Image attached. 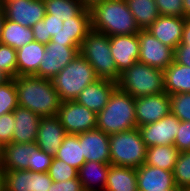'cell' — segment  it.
<instances>
[{
  "label": "cell",
  "mask_w": 190,
  "mask_h": 191,
  "mask_svg": "<svg viewBox=\"0 0 190 191\" xmlns=\"http://www.w3.org/2000/svg\"><path fill=\"white\" fill-rule=\"evenodd\" d=\"M46 14L32 26L34 40L80 47L91 29V12L78 0H44Z\"/></svg>",
  "instance_id": "cell-1"
},
{
  "label": "cell",
  "mask_w": 190,
  "mask_h": 191,
  "mask_svg": "<svg viewBox=\"0 0 190 191\" xmlns=\"http://www.w3.org/2000/svg\"><path fill=\"white\" fill-rule=\"evenodd\" d=\"M14 83L18 106L29 109L41 118L57 115L62 100L52 80L34 75L16 76Z\"/></svg>",
  "instance_id": "cell-2"
},
{
  "label": "cell",
  "mask_w": 190,
  "mask_h": 191,
  "mask_svg": "<svg viewBox=\"0 0 190 191\" xmlns=\"http://www.w3.org/2000/svg\"><path fill=\"white\" fill-rule=\"evenodd\" d=\"M91 29L107 36L138 34L126 0H103L91 9Z\"/></svg>",
  "instance_id": "cell-3"
},
{
  "label": "cell",
  "mask_w": 190,
  "mask_h": 191,
  "mask_svg": "<svg viewBox=\"0 0 190 191\" xmlns=\"http://www.w3.org/2000/svg\"><path fill=\"white\" fill-rule=\"evenodd\" d=\"M96 121L97 129L108 135L137 128L135 98L117 86Z\"/></svg>",
  "instance_id": "cell-4"
},
{
  "label": "cell",
  "mask_w": 190,
  "mask_h": 191,
  "mask_svg": "<svg viewBox=\"0 0 190 191\" xmlns=\"http://www.w3.org/2000/svg\"><path fill=\"white\" fill-rule=\"evenodd\" d=\"M79 54L94 68L99 79L119 82L121 74L110 49V37L91 30L79 47Z\"/></svg>",
  "instance_id": "cell-5"
},
{
  "label": "cell",
  "mask_w": 190,
  "mask_h": 191,
  "mask_svg": "<svg viewBox=\"0 0 190 191\" xmlns=\"http://www.w3.org/2000/svg\"><path fill=\"white\" fill-rule=\"evenodd\" d=\"M99 78L90 63L79 53L53 79L52 83L62 102L73 101L87 86Z\"/></svg>",
  "instance_id": "cell-6"
},
{
  "label": "cell",
  "mask_w": 190,
  "mask_h": 191,
  "mask_svg": "<svg viewBox=\"0 0 190 191\" xmlns=\"http://www.w3.org/2000/svg\"><path fill=\"white\" fill-rule=\"evenodd\" d=\"M117 86L134 98L163 93L164 72L137 61L121 73Z\"/></svg>",
  "instance_id": "cell-7"
},
{
  "label": "cell",
  "mask_w": 190,
  "mask_h": 191,
  "mask_svg": "<svg viewBox=\"0 0 190 191\" xmlns=\"http://www.w3.org/2000/svg\"><path fill=\"white\" fill-rule=\"evenodd\" d=\"M110 164L138 169L145 163L147 146L138 128L109 135Z\"/></svg>",
  "instance_id": "cell-8"
},
{
  "label": "cell",
  "mask_w": 190,
  "mask_h": 191,
  "mask_svg": "<svg viewBox=\"0 0 190 191\" xmlns=\"http://www.w3.org/2000/svg\"><path fill=\"white\" fill-rule=\"evenodd\" d=\"M56 116L67 134L97 129V114L75 100L62 102Z\"/></svg>",
  "instance_id": "cell-9"
},
{
  "label": "cell",
  "mask_w": 190,
  "mask_h": 191,
  "mask_svg": "<svg viewBox=\"0 0 190 191\" xmlns=\"http://www.w3.org/2000/svg\"><path fill=\"white\" fill-rule=\"evenodd\" d=\"M138 37L139 62L161 70H165L174 62V49L168 45H164L149 31L140 30Z\"/></svg>",
  "instance_id": "cell-10"
},
{
  "label": "cell",
  "mask_w": 190,
  "mask_h": 191,
  "mask_svg": "<svg viewBox=\"0 0 190 191\" xmlns=\"http://www.w3.org/2000/svg\"><path fill=\"white\" fill-rule=\"evenodd\" d=\"M45 46L43 59L34 76L52 80L77 56L79 48L77 46H65L58 42H49Z\"/></svg>",
  "instance_id": "cell-11"
},
{
  "label": "cell",
  "mask_w": 190,
  "mask_h": 191,
  "mask_svg": "<svg viewBox=\"0 0 190 191\" xmlns=\"http://www.w3.org/2000/svg\"><path fill=\"white\" fill-rule=\"evenodd\" d=\"M1 3L6 19L26 27L34 26L46 14L44 0H3Z\"/></svg>",
  "instance_id": "cell-12"
},
{
  "label": "cell",
  "mask_w": 190,
  "mask_h": 191,
  "mask_svg": "<svg viewBox=\"0 0 190 191\" xmlns=\"http://www.w3.org/2000/svg\"><path fill=\"white\" fill-rule=\"evenodd\" d=\"M180 120L171 112L157 122L138 127L147 148L157 145H174Z\"/></svg>",
  "instance_id": "cell-13"
},
{
  "label": "cell",
  "mask_w": 190,
  "mask_h": 191,
  "mask_svg": "<svg viewBox=\"0 0 190 191\" xmlns=\"http://www.w3.org/2000/svg\"><path fill=\"white\" fill-rule=\"evenodd\" d=\"M169 94L166 92L135 98L137 128L157 122L171 112Z\"/></svg>",
  "instance_id": "cell-14"
},
{
  "label": "cell",
  "mask_w": 190,
  "mask_h": 191,
  "mask_svg": "<svg viewBox=\"0 0 190 191\" xmlns=\"http://www.w3.org/2000/svg\"><path fill=\"white\" fill-rule=\"evenodd\" d=\"M6 191H48L53 180L48 172L4 170Z\"/></svg>",
  "instance_id": "cell-15"
},
{
  "label": "cell",
  "mask_w": 190,
  "mask_h": 191,
  "mask_svg": "<svg viewBox=\"0 0 190 191\" xmlns=\"http://www.w3.org/2000/svg\"><path fill=\"white\" fill-rule=\"evenodd\" d=\"M110 49L117 70L121 74L139 59L138 34L110 36Z\"/></svg>",
  "instance_id": "cell-16"
},
{
  "label": "cell",
  "mask_w": 190,
  "mask_h": 191,
  "mask_svg": "<svg viewBox=\"0 0 190 191\" xmlns=\"http://www.w3.org/2000/svg\"><path fill=\"white\" fill-rule=\"evenodd\" d=\"M86 162L96 161L110 164L109 135L94 129L78 134Z\"/></svg>",
  "instance_id": "cell-17"
},
{
  "label": "cell",
  "mask_w": 190,
  "mask_h": 191,
  "mask_svg": "<svg viewBox=\"0 0 190 191\" xmlns=\"http://www.w3.org/2000/svg\"><path fill=\"white\" fill-rule=\"evenodd\" d=\"M116 87L117 83L113 81L98 79L96 82L87 85L75 101L98 114L104 109Z\"/></svg>",
  "instance_id": "cell-18"
},
{
  "label": "cell",
  "mask_w": 190,
  "mask_h": 191,
  "mask_svg": "<svg viewBox=\"0 0 190 191\" xmlns=\"http://www.w3.org/2000/svg\"><path fill=\"white\" fill-rule=\"evenodd\" d=\"M67 135L58 117H42L37 134V146L42 151L55 155Z\"/></svg>",
  "instance_id": "cell-19"
},
{
  "label": "cell",
  "mask_w": 190,
  "mask_h": 191,
  "mask_svg": "<svg viewBox=\"0 0 190 191\" xmlns=\"http://www.w3.org/2000/svg\"><path fill=\"white\" fill-rule=\"evenodd\" d=\"M185 18L160 15L147 29L164 45L175 49L181 41Z\"/></svg>",
  "instance_id": "cell-20"
},
{
  "label": "cell",
  "mask_w": 190,
  "mask_h": 191,
  "mask_svg": "<svg viewBox=\"0 0 190 191\" xmlns=\"http://www.w3.org/2000/svg\"><path fill=\"white\" fill-rule=\"evenodd\" d=\"M138 191H163L174 187L173 171L147 164L136 169Z\"/></svg>",
  "instance_id": "cell-21"
},
{
  "label": "cell",
  "mask_w": 190,
  "mask_h": 191,
  "mask_svg": "<svg viewBox=\"0 0 190 191\" xmlns=\"http://www.w3.org/2000/svg\"><path fill=\"white\" fill-rule=\"evenodd\" d=\"M38 148L37 143H8L2 146L0 165L3 170H28L32 151Z\"/></svg>",
  "instance_id": "cell-22"
},
{
  "label": "cell",
  "mask_w": 190,
  "mask_h": 191,
  "mask_svg": "<svg viewBox=\"0 0 190 191\" xmlns=\"http://www.w3.org/2000/svg\"><path fill=\"white\" fill-rule=\"evenodd\" d=\"M15 125L12 142L34 143L37 140L41 117L27 108L18 106L13 111Z\"/></svg>",
  "instance_id": "cell-23"
},
{
  "label": "cell",
  "mask_w": 190,
  "mask_h": 191,
  "mask_svg": "<svg viewBox=\"0 0 190 191\" xmlns=\"http://www.w3.org/2000/svg\"><path fill=\"white\" fill-rule=\"evenodd\" d=\"M46 46L35 40L16 50L17 76H33L43 59Z\"/></svg>",
  "instance_id": "cell-24"
},
{
  "label": "cell",
  "mask_w": 190,
  "mask_h": 191,
  "mask_svg": "<svg viewBox=\"0 0 190 191\" xmlns=\"http://www.w3.org/2000/svg\"><path fill=\"white\" fill-rule=\"evenodd\" d=\"M110 164L96 161L85 162L78 169V178L84 191H104Z\"/></svg>",
  "instance_id": "cell-25"
},
{
  "label": "cell",
  "mask_w": 190,
  "mask_h": 191,
  "mask_svg": "<svg viewBox=\"0 0 190 191\" xmlns=\"http://www.w3.org/2000/svg\"><path fill=\"white\" fill-rule=\"evenodd\" d=\"M104 191H138L136 169L110 164Z\"/></svg>",
  "instance_id": "cell-26"
},
{
  "label": "cell",
  "mask_w": 190,
  "mask_h": 191,
  "mask_svg": "<svg viewBox=\"0 0 190 191\" xmlns=\"http://www.w3.org/2000/svg\"><path fill=\"white\" fill-rule=\"evenodd\" d=\"M163 72L167 94L190 93V67L174 61Z\"/></svg>",
  "instance_id": "cell-27"
},
{
  "label": "cell",
  "mask_w": 190,
  "mask_h": 191,
  "mask_svg": "<svg viewBox=\"0 0 190 191\" xmlns=\"http://www.w3.org/2000/svg\"><path fill=\"white\" fill-rule=\"evenodd\" d=\"M34 40L32 27L22 26L5 18L0 43L17 50Z\"/></svg>",
  "instance_id": "cell-28"
},
{
  "label": "cell",
  "mask_w": 190,
  "mask_h": 191,
  "mask_svg": "<svg viewBox=\"0 0 190 191\" xmlns=\"http://www.w3.org/2000/svg\"><path fill=\"white\" fill-rule=\"evenodd\" d=\"M174 145H157L147 148L145 164L173 171L179 156Z\"/></svg>",
  "instance_id": "cell-29"
},
{
  "label": "cell",
  "mask_w": 190,
  "mask_h": 191,
  "mask_svg": "<svg viewBox=\"0 0 190 191\" xmlns=\"http://www.w3.org/2000/svg\"><path fill=\"white\" fill-rule=\"evenodd\" d=\"M140 30H147L160 16L155 0H126Z\"/></svg>",
  "instance_id": "cell-30"
},
{
  "label": "cell",
  "mask_w": 190,
  "mask_h": 191,
  "mask_svg": "<svg viewBox=\"0 0 190 191\" xmlns=\"http://www.w3.org/2000/svg\"><path fill=\"white\" fill-rule=\"evenodd\" d=\"M54 157L78 170L86 162L78 134H67Z\"/></svg>",
  "instance_id": "cell-31"
},
{
  "label": "cell",
  "mask_w": 190,
  "mask_h": 191,
  "mask_svg": "<svg viewBox=\"0 0 190 191\" xmlns=\"http://www.w3.org/2000/svg\"><path fill=\"white\" fill-rule=\"evenodd\" d=\"M173 176L177 186L185 189L190 188V150L179 153Z\"/></svg>",
  "instance_id": "cell-32"
},
{
  "label": "cell",
  "mask_w": 190,
  "mask_h": 191,
  "mask_svg": "<svg viewBox=\"0 0 190 191\" xmlns=\"http://www.w3.org/2000/svg\"><path fill=\"white\" fill-rule=\"evenodd\" d=\"M18 107L17 93L14 78L0 85V116L10 113Z\"/></svg>",
  "instance_id": "cell-33"
},
{
  "label": "cell",
  "mask_w": 190,
  "mask_h": 191,
  "mask_svg": "<svg viewBox=\"0 0 190 191\" xmlns=\"http://www.w3.org/2000/svg\"><path fill=\"white\" fill-rule=\"evenodd\" d=\"M171 113L180 121L190 122V93H175L169 95Z\"/></svg>",
  "instance_id": "cell-34"
},
{
  "label": "cell",
  "mask_w": 190,
  "mask_h": 191,
  "mask_svg": "<svg viewBox=\"0 0 190 191\" xmlns=\"http://www.w3.org/2000/svg\"><path fill=\"white\" fill-rule=\"evenodd\" d=\"M50 178L55 182L78 178V170L58 158H53L48 170Z\"/></svg>",
  "instance_id": "cell-35"
},
{
  "label": "cell",
  "mask_w": 190,
  "mask_h": 191,
  "mask_svg": "<svg viewBox=\"0 0 190 191\" xmlns=\"http://www.w3.org/2000/svg\"><path fill=\"white\" fill-rule=\"evenodd\" d=\"M0 70L6 72L12 79L17 76L16 50L0 43Z\"/></svg>",
  "instance_id": "cell-36"
},
{
  "label": "cell",
  "mask_w": 190,
  "mask_h": 191,
  "mask_svg": "<svg viewBox=\"0 0 190 191\" xmlns=\"http://www.w3.org/2000/svg\"><path fill=\"white\" fill-rule=\"evenodd\" d=\"M54 156L37 148L32 151L31 163H28V170L32 172H48Z\"/></svg>",
  "instance_id": "cell-37"
},
{
  "label": "cell",
  "mask_w": 190,
  "mask_h": 191,
  "mask_svg": "<svg viewBox=\"0 0 190 191\" xmlns=\"http://www.w3.org/2000/svg\"><path fill=\"white\" fill-rule=\"evenodd\" d=\"M159 15L184 18L183 0H155Z\"/></svg>",
  "instance_id": "cell-38"
},
{
  "label": "cell",
  "mask_w": 190,
  "mask_h": 191,
  "mask_svg": "<svg viewBox=\"0 0 190 191\" xmlns=\"http://www.w3.org/2000/svg\"><path fill=\"white\" fill-rule=\"evenodd\" d=\"M15 119L13 112L0 116V145L12 143Z\"/></svg>",
  "instance_id": "cell-39"
},
{
  "label": "cell",
  "mask_w": 190,
  "mask_h": 191,
  "mask_svg": "<svg viewBox=\"0 0 190 191\" xmlns=\"http://www.w3.org/2000/svg\"><path fill=\"white\" fill-rule=\"evenodd\" d=\"M174 146L179 152L190 150V122L180 121V127L174 140Z\"/></svg>",
  "instance_id": "cell-40"
},
{
  "label": "cell",
  "mask_w": 190,
  "mask_h": 191,
  "mask_svg": "<svg viewBox=\"0 0 190 191\" xmlns=\"http://www.w3.org/2000/svg\"><path fill=\"white\" fill-rule=\"evenodd\" d=\"M48 191H84V188L79 178H72L61 182L53 181Z\"/></svg>",
  "instance_id": "cell-41"
},
{
  "label": "cell",
  "mask_w": 190,
  "mask_h": 191,
  "mask_svg": "<svg viewBox=\"0 0 190 191\" xmlns=\"http://www.w3.org/2000/svg\"><path fill=\"white\" fill-rule=\"evenodd\" d=\"M174 61L190 67V46L178 45L174 49Z\"/></svg>",
  "instance_id": "cell-42"
},
{
  "label": "cell",
  "mask_w": 190,
  "mask_h": 191,
  "mask_svg": "<svg viewBox=\"0 0 190 191\" xmlns=\"http://www.w3.org/2000/svg\"><path fill=\"white\" fill-rule=\"evenodd\" d=\"M179 45L190 46V19L185 18L182 38Z\"/></svg>",
  "instance_id": "cell-43"
},
{
  "label": "cell",
  "mask_w": 190,
  "mask_h": 191,
  "mask_svg": "<svg viewBox=\"0 0 190 191\" xmlns=\"http://www.w3.org/2000/svg\"><path fill=\"white\" fill-rule=\"evenodd\" d=\"M86 9H91L97 3L102 2L103 0H78Z\"/></svg>",
  "instance_id": "cell-44"
},
{
  "label": "cell",
  "mask_w": 190,
  "mask_h": 191,
  "mask_svg": "<svg viewBox=\"0 0 190 191\" xmlns=\"http://www.w3.org/2000/svg\"><path fill=\"white\" fill-rule=\"evenodd\" d=\"M184 18H190V0H183Z\"/></svg>",
  "instance_id": "cell-45"
},
{
  "label": "cell",
  "mask_w": 190,
  "mask_h": 191,
  "mask_svg": "<svg viewBox=\"0 0 190 191\" xmlns=\"http://www.w3.org/2000/svg\"><path fill=\"white\" fill-rule=\"evenodd\" d=\"M12 78L4 71L0 70V85H3L10 81Z\"/></svg>",
  "instance_id": "cell-46"
},
{
  "label": "cell",
  "mask_w": 190,
  "mask_h": 191,
  "mask_svg": "<svg viewBox=\"0 0 190 191\" xmlns=\"http://www.w3.org/2000/svg\"><path fill=\"white\" fill-rule=\"evenodd\" d=\"M0 191H6L5 174H4V170L2 169L1 165H0Z\"/></svg>",
  "instance_id": "cell-47"
},
{
  "label": "cell",
  "mask_w": 190,
  "mask_h": 191,
  "mask_svg": "<svg viewBox=\"0 0 190 191\" xmlns=\"http://www.w3.org/2000/svg\"><path fill=\"white\" fill-rule=\"evenodd\" d=\"M4 20H5V16H4V12H3L2 3L0 1V36H1L2 26H3Z\"/></svg>",
  "instance_id": "cell-48"
},
{
  "label": "cell",
  "mask_w": 190,
  "mask_h": 191,
  "mask_svg": "<svg viewBox=\"0 0 190 191\" xmlns=\"http://www.w3.org/2000/svg\"><path fill=\"white\" fill-rule=\"evenodd\" d=\"M163 191H186V189L175 185L174 187Z\"/></svg>",
  "instance_id": "cell-49"
}]
</instances>
